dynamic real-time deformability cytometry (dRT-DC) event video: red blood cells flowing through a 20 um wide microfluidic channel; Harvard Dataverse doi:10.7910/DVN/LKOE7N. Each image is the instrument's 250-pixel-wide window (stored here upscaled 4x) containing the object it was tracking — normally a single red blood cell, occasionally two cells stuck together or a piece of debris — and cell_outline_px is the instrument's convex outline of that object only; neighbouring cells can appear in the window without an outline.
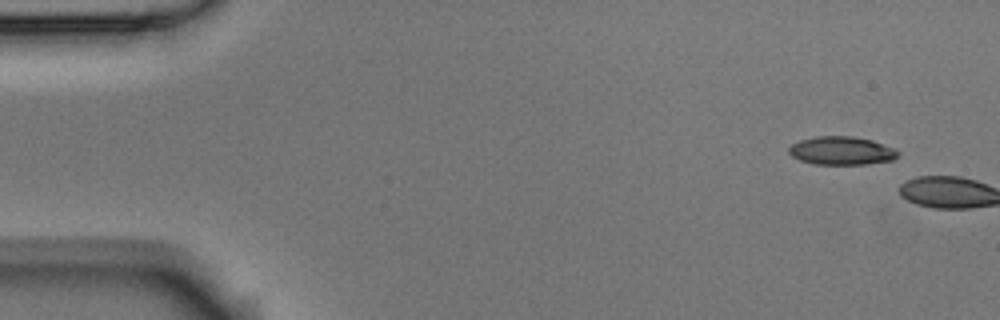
{"species": "Egyptian fruit bat (a non-hibernating species)", "species_latin": "Rousettus aegyptiacus", "temperature_condition": "room temperature", "stored_images_in_passage": 2, "camera_frame_rate_fps": 3000, "um_per_image_px": 0.085, "animal": {"sex": "male"}, "frame": {"image": 1, "passage_image": 1, "time_ms": 0.0, "image_size_px": [1000, 320], "cell_outline_px": [[900, 152], [892, 160], [868, 164], [812, 164], [800, 160], [792, 156], [788, 152], [788, 148], [792, 144], [800, 140], [816, 136], [852, 136], [872, 140], [896, 148]], "centroid_in_image_um": [71.53, 12.81], "position_along_channel_um": 13.5, "area_um2": 18.09}}